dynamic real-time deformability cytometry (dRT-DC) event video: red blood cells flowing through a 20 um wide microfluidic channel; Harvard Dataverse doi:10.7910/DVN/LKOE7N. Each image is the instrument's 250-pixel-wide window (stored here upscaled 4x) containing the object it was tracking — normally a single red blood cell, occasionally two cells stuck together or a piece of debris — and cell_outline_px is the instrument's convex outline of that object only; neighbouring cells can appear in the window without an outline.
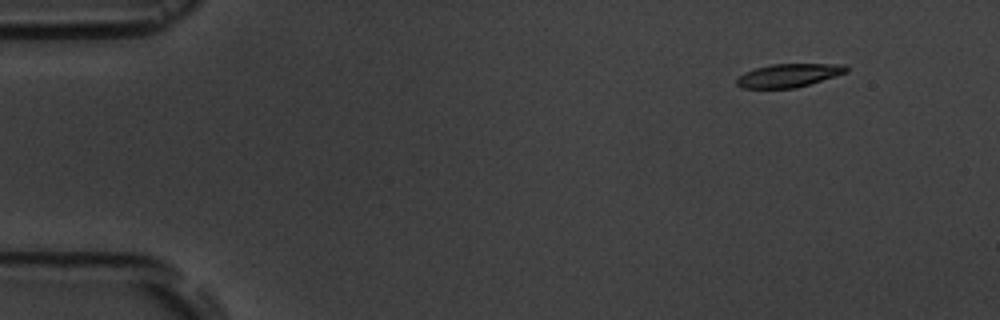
{"species": "common noctule bat (a hibernating species)", "species_latin": "Nyctalus noctula", "temperature_condition": "room temperature", "stored_images_in_passage": 4, "camera_frame_rate_fps": 3000, "um_per_image_px": 0.085, "animal": {"sex": "male", "body_mass_g": 19.5, "forearm_length_mm": 54.6}, "frame": {"image": 1, "passage_image": 1, "time_ms": 0.0, "image_size_px": [1000, 320], "cell_outline_px": [[848, 72], [836, 76], [796, 88], [744, 88], [736, 84], [736, 80], [744, 72], [756, 68], [772, 64], [844, 64], [848, 68]], "centroid_in_image_um": [67.06, 6.41], "position_along_channel_um": 17.9, "area_um2": 14.85}}
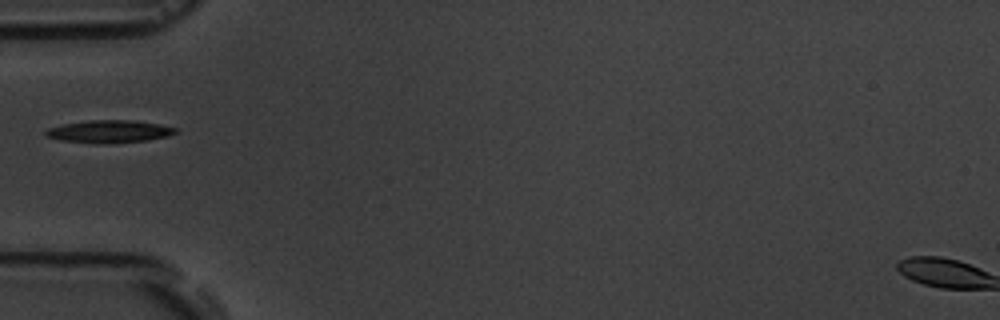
{"frame": {"image": 2, "passage_image": 4, "time_ms": 4.333, "image_size_px": [1000, 320], "cell_outline_px": [[180, 132], [168, 136], [148, 140], [96, 144], [92, 144], [60, 140], [44, 136], [44, 132], [48, 128], [64, 124], [88, 120], [136, 120], [176, 128]], "centroid_in_image_um": [9.26, 11.18], "position_along_channel_um": 75.7, "area_um2": 17.17}}